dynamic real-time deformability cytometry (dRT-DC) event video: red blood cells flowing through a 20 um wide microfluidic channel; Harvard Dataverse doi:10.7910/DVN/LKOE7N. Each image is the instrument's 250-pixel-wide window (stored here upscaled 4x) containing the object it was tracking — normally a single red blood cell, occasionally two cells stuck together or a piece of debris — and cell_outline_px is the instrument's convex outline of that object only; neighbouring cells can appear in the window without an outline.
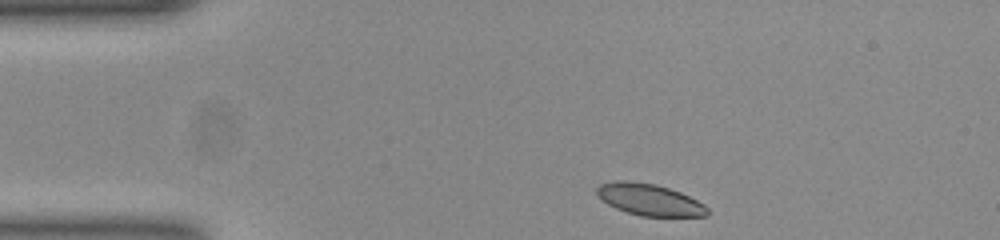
{"species": "common noctule bat (a hibernating species)", "species_latin": "Nyctalus noctula", "temperature_condition": "room temperature", "stored_images_in_passage": 37, "camera_frame_rate_fps": 3000, "um_per_image_px": 0.085, "animal": {"sex": "female", "body_mass_g": 23.0, "forearm_length_mm": 53.4}, "frame": {"image": 1, "passage_image": 1, "time_ms": 0.0, "image_size_px": [1000, 240], "cell_outline_px": [[708, 216], [640, 216], [616, 208], [608, 204], [596, 192], [596, 188], [600, 184], [624, 180], [656, 184], [680, 192], [704, 204], [708, 208]], "centroid_in_image_um": [55.23, 16.97], "position_along_channel_um": 29.8, "area_um2": 20.06}}
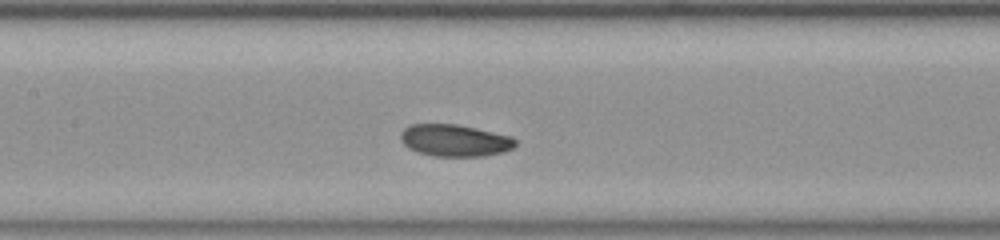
{"frame": {"image": 2, "passage_image": 16, "time_ms": 5.0, "image_size_px": [1000, 240], "cell_outline_px": [[516, 144], [512, 148], [500, 152], [484, 156], [432, 156], [416, 152], [408, 148], [400, 140], [400, 132], [408, 124], [456, 124], [476, 128], [512, 136], [516, 140]], "centroid_in_image_um": [38.61, 11.93], "position_along_channel_um": 168.8, "area_um2": 21.5}}
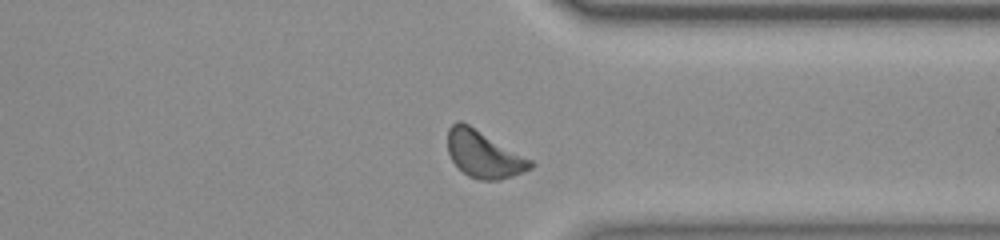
{"frame": {"image": 3, "passage_image": 32, "time_ms": 10.333, "image_size_px": [1000, 240], "cell_outline_px": [[536, 164], [532, 168], [524, 172], [500, 180], [480, 180], [468, 176], [452, 160], [448, 152], [448, 128], [456, 120], [460, 120], [468, 124], [532, 160]], "centroid_in_image_um": [41.13, 13.12], "position_along_channel_um": 370.3, "area_um2": 22.48}, "authors_computed_cell_mechanics": {"area_um2": 21.4438, "velocity_mm_per_s": 3.8241, "shape_relaxation_time_tau1_ms": 2.1744, "shape_relaxation_time_tau2_ms": 6.4879, "deformation_change_tau1": 0.08, "deformation_change_tau2": 0.1269}}